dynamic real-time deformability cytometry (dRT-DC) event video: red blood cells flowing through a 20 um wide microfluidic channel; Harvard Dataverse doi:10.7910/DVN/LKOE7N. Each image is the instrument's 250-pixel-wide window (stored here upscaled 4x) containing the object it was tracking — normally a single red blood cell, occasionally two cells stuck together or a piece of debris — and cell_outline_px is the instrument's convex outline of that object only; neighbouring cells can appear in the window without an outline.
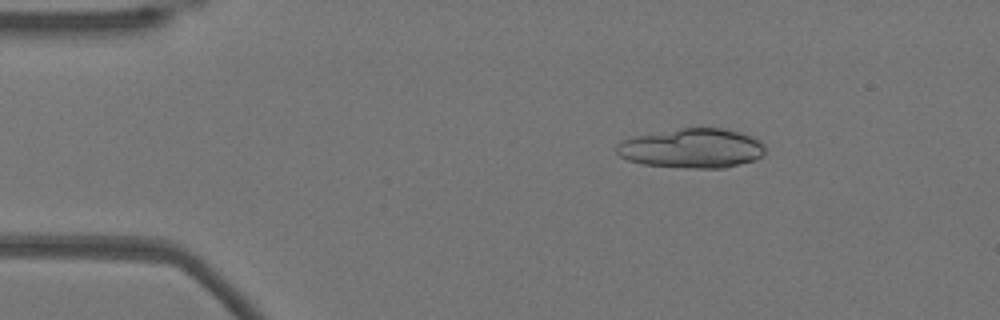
{"species": "Egyptian fruit bat (a non-hibernating species)", "species_latin": "Rousettus aegyptiacus", "temperature_condition": "warm", "stored_images_in_passage": 52, "camera_frame_rate_fps": 3000, "um_per_image_px": 0.085, "animal": {"sex": "female"}, "frame": {"image": 1, "passage_image": 8, "time_ms": 2.333, "image_size_px": [1000, 320], "cell_outline_px": [[764, 156], [756, 160], [724, 168], [684, 168], [640, 164], [628, 160], [620, 156], [616, 152], [616, 144], [624, 140], [636, 136], [680, 128], [724, 128], [740, 132], [752, 136], [760, 140], [764, 144]], "centroid_in_image_um": [58.85, 12.61], "position_along_channel_um": 26.2, "area_um2": 34.45}}